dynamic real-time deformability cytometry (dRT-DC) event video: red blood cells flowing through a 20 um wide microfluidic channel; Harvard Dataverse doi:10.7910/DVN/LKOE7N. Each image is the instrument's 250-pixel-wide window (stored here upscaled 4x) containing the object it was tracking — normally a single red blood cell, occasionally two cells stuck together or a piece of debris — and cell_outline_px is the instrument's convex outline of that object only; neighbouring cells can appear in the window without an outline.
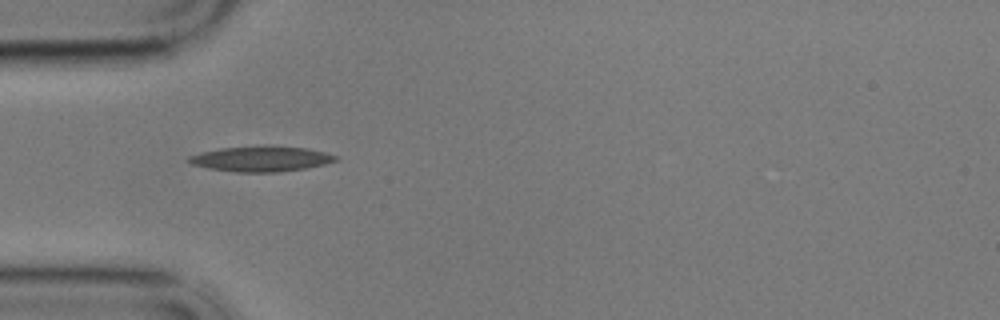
{"species": "common noctule bat (a hibernating species)", "species_latin": "Nyctalus noctula", "temperature_condition": "cold", "stored_images_in_passage": 42, "camera_frame_rate_fps": 3000, "um_per_image_px": 0.085, "animal": {"sex": "male", "body_mass_g": 17.9}, "frame": {"image": 1, "passage_image": 1, "time_ms": 0.0, "image_size_px": [1000, 320], "cell_outline_px": [[340, 156], [336, 160], [324, 164], [308, 168], [280, 172], [236, 172], [208, 168], [192, 164], [188, 160], [188, 156], [200, 152], [220, 148], [260, 144], [268, 144], [304, 148], [324, 152]], "centroid_in_image_um": [22.19, 13.48], "position_along_channel_um": 62.8, "area_um2": 22.14}}
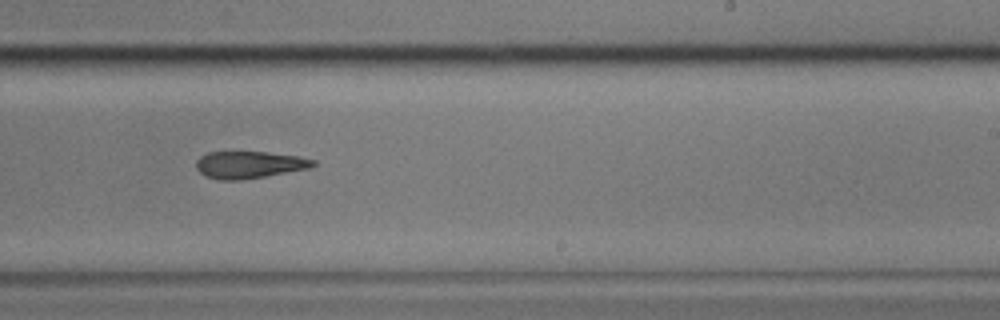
{"frame": {"image": 2, "passage_image": 19, "time_ms": 6.0, "image_size_px": [1000, 320], "cell_outline_px": [[316, 164], [308, 168], [264, 176], [240, 180], [220, 180], [204, 176], [196, 168], [196, 160], [200, 156], [208, 152], [268, 152], [300, 156], [316, 160]], "centroid_in_image_um": [21.16, 13.99], "position_along_channel_um": 267.8, "area_um2": 18.44}}
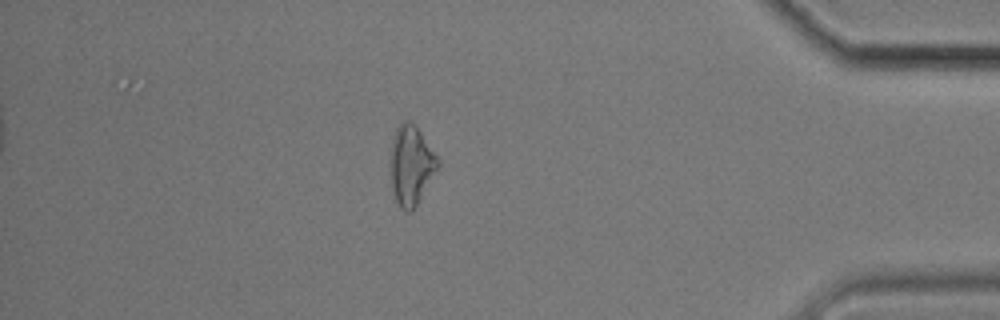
{"frame": {"image": 3, "passage_image": 34, "time_ms": 11.0, "image_size_px": [1000, 320], "cell_outline_px": [[440, 164], [412, 212], [408, 212], [400, 208], [396, 200], [392, 188], [392, 140], [396, 128], [404, 120], [408, 120], [416, 124], [440, 160]], "centroid_in_image_um": [34.97, 14.01], "position_along_channel_um": 400.2, "area_um2": 21.62}, "authors_computed_cell_mechanics": {"area_um2": 19.7676, "velocity_mm_per_s": 3.428, "shape_relaxation_time_tau1_ms": 4.8889, "shape_relaxation_time_tau2_ms": 7.851, "deformation_change_tau1": 0.132, "deformation_change_tau2": 0.2029}}